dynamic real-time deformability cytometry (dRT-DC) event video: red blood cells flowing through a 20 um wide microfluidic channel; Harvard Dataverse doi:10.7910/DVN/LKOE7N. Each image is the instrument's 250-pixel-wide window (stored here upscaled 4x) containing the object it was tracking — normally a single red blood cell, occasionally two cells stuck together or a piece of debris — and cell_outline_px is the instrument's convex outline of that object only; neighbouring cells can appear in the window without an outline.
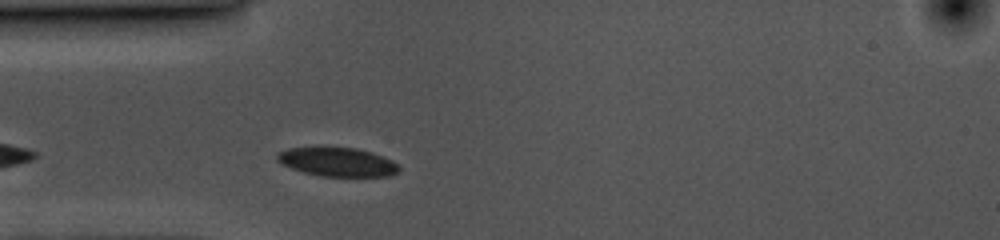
{"species": "common noctule bat (a hibernating species)", "species_latin": "Nyctalus noctula", "temperature_condition": "cold", "stored_images_in_passage": 25, "camera_frame_rate_fps": 3000, "um_per_image_px": 0.085, "animal": {"sex": "female", "body_mass_g": 10.0, "forearm_length_mm": 53.1}, "frame": {"image": 1, "passage_image": 4, "time_ms": 1.0, "image_size_px": [1000, 240], "cell_outline_px": [[400, 172], [388, 176], [320, 176], [304, 172], [292, 168], [276, 160], [276, 156], [280, 152], [288, 148], [356, 148], [372, 152], [392, 160], [400, 168]], "centroid_in_image_um": [28.72, 13.78], "position_along_channel_um": 56.3, "area_um2": 20.17}}
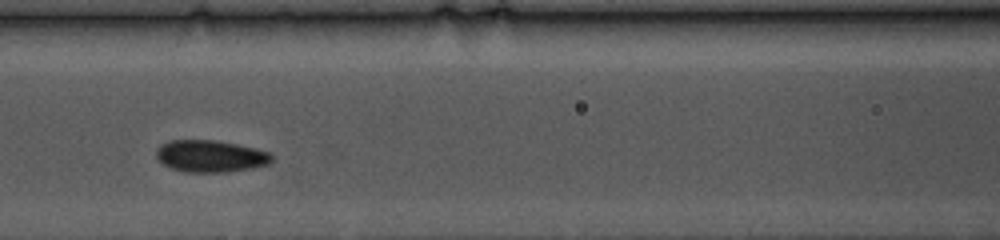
{"frame": {"image": 2, "passage_image": 12, "time_ms": 3.667, "image_size_px": [1000, 240], "cell_outline_px": [[272, 160], [268, 164], [252, 168], [228, 172], [184, 172], [172, 168], [164, 164], [156, 156], [156, 148], [160, 144], [168, 140], [216, 140], [256, 148], [272, 152]], "centroid_in_image_um": [17.9, 13.26], "position_along_channel_um": 148.7, "area_um2": 21.68}}
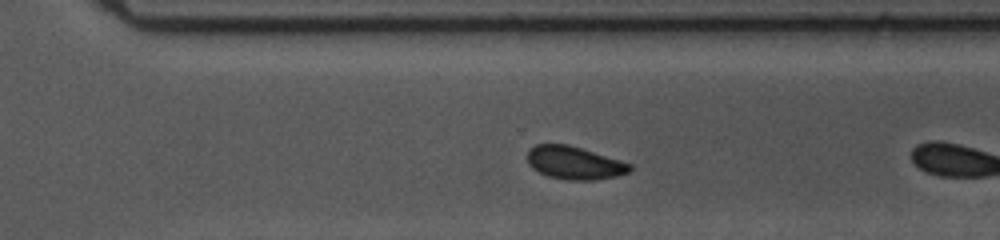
{"frame": {"image": 3, "passage_image": 24, "time_ms": 7.667, "image_size_px": [1000, 240], "cell_outline_px": [[632, 172], [616, 176], [592, 180], [568, 180], [548, 176], [532, 168], [528, 164], [528, 148], [536, 144], [568, 144], [620, 160], [632, 164]], "centroid_in_image_um": [48.83, 13.84], "position_along_channel_um": 321.8, "area_um2": 19.71}}